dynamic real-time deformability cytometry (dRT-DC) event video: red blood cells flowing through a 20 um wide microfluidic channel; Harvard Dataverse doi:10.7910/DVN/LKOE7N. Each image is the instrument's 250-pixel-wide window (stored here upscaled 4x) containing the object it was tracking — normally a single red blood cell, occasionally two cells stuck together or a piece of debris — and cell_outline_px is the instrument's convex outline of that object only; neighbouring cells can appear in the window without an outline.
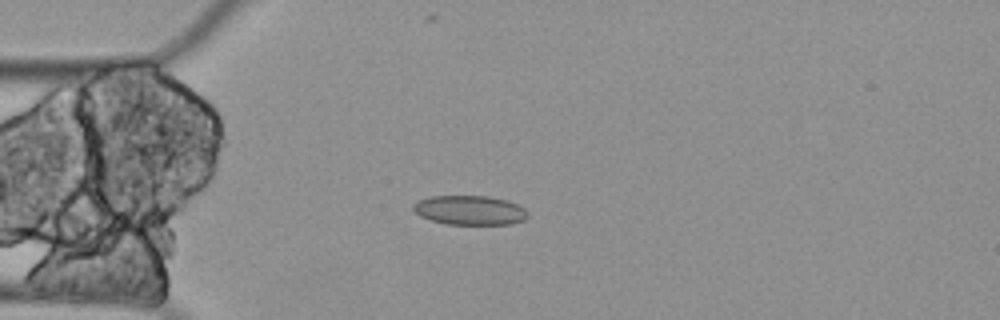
{"species": "Egyptian fruit bat (a non-hibernating species)", "species_latin": "Rousettus aegyptiacus", "temperature_condition": "cold", "stored_images_in_passage": 3, "camera_frame_rate_fps": 3000, "um_per_image_px": 0.085, "animal": {"sex": "female"}, "frame": {"image": 1, "passage_image": 3, "time_ms": 0.667, "image_size_px": [1000, 320], "cell_outline_px": [[528, 216], [524, 220], [512, 224], [444, 224], [420, 216], [412, 208], [412, 204], [420, 200], [432, 196], [488, 196], [508, 200], [524, 208], [528, 212]], "centroid_in_image_um": [39.95, 17.87], "position_along_channel_um": 45.1, "area_um2": 19.59}}